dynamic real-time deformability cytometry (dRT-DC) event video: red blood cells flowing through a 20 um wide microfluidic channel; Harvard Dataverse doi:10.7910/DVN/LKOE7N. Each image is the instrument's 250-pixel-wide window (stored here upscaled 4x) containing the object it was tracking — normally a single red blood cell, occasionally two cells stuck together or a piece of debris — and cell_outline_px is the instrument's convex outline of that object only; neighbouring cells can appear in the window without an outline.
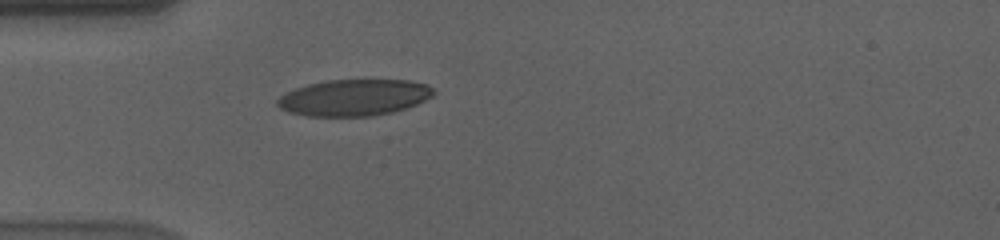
{"species": "human", "species_latin": "Homo sapiens", "temperature_condition": "cold", "stored_images_in_passage": 41, "camera_frame_rate_fps": 3000, "um_per_image_px": 0.085, "donor": {"sex": "male"}, "frame": {"image": 1, "passage_image": 1, "time_ms": 0.0, "image_size_px": [1000, 240], "cell_outline_px": [[436, 92], [432, 96], [416, 104], [392, 112], [372, 116], [308, 116], [288, 112], [280, 108], [276, 104], [276, 100], [280, 96], [296, 88], [308, 84], [328, 80], [408, 80], [428, 84]], "centroid_in_image_um": [30.09, 8.29], "position_along_channel_um": 54.9, "area_um2": 33.06}}
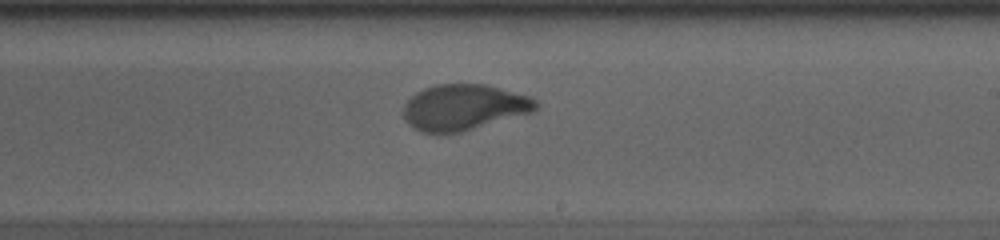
{"frame": {"image": 2, "passage_image": 18, "time_ms": 5.667, "image_size_px": [1000, 240], "cell_outline_px": [[540, 108], [532, 112], [460, 132], [436, 136], [420, 132], [412, 128], [404, 120], [404, 104], [416, 92], [424, 88], [436, 84], [484, 84], [532, 96], [540, 104]], "centroid_in_image_um": [39.41, 9.14], "position_along_channel_um": 249.6, "area_um2": 35.95}}
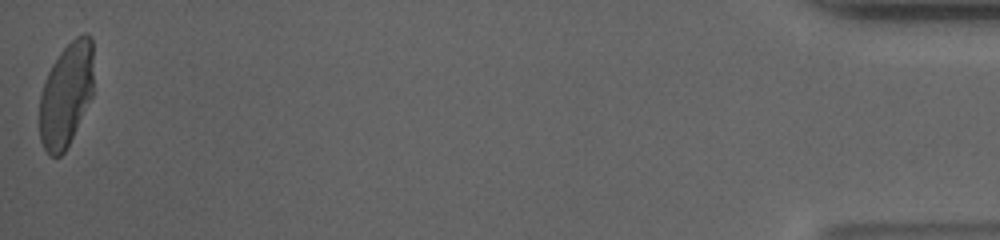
{"frame": {"image": 3, "passage_image": 41, "time_ms": 13.333, "image_size_px": [1000, 240], "cell_outline_px": [[92, 96], [64, 152], [60, 156], [52, 156], [44, 148], [40, 140], [40, 92], [48, 72], [52, 64], [60, 52], [76, 36], [84, 32], [88, 32], [92, 36]], "centroid_in_image_um": [5.62, 8.0], "position_along_channel_um": 429.6, "area_um2": 32.48}, "authors_computed_cell_mechanics": {"area_um2": 35.2002, "velocity_mm_per_s": 3.5729, "shape_relaxation_time_tau1_ms": 4.8407, "shape_relaxation_time_tau2_ms": null, "deformation_change_tau1": 0.1978, "deformation_change_tau2": null}}